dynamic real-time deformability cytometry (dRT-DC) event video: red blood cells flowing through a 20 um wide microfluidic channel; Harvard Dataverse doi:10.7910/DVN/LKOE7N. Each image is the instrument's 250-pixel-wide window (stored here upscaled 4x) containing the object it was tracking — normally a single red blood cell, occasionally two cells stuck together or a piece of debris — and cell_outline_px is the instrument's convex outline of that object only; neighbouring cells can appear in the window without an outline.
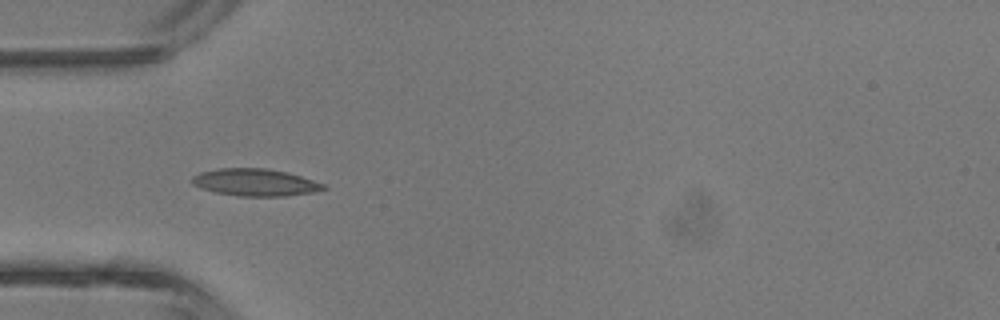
{"species": "common noctule bat (a hibernating species)", "species_latin": "Nyctalus noctula", "temperature_condition": "room temperature", "stored_images_in_passage": 4, "camera_frame_rate_fps": 3000, "um_per_image_px": 0.085, "animal": {"sex": "male", "body_mass_g": 13.3}, "frame": {"image": 1, "passage_image": 3, "time_ms": 3.333, "image_size_px": [1000, 320], "cell_outline_px": [[328, 188], [312, 192], [284, 196], [240, 196], [216, 192], [200, 188], [192, 184], [192, 176], [200, 172], [220, 168], [268, 168], [288, 172], [324, 184]], "centroid_in_image_um": [21.67, 15.49], "position_along_channel_um": 63.3, "area_um2": 20.75}}
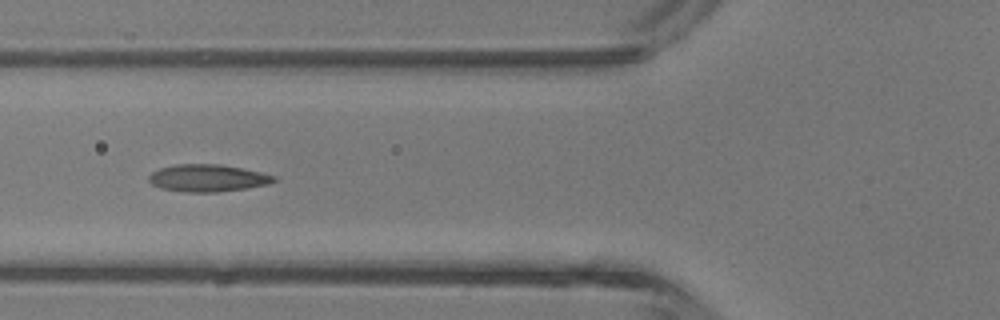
{"frame": {"image": 2, "passage_image": 4, "time_ms": 4.333, "image_size_px": [1000, 320], "cell_outline_px": [[276, 180], [268, 184], [244, 188], [216, 192], [184, 192], [160, 188], [152, 184], [148, 180], [148, 176], [152, 172], [160, 168], [176, 164], [220, 164], [260, 172], [276, 176]], "centroid_in_image_um": [17.61, 15.13], "position_along_channel_um": 108.2, "area_um2": 19.71}}